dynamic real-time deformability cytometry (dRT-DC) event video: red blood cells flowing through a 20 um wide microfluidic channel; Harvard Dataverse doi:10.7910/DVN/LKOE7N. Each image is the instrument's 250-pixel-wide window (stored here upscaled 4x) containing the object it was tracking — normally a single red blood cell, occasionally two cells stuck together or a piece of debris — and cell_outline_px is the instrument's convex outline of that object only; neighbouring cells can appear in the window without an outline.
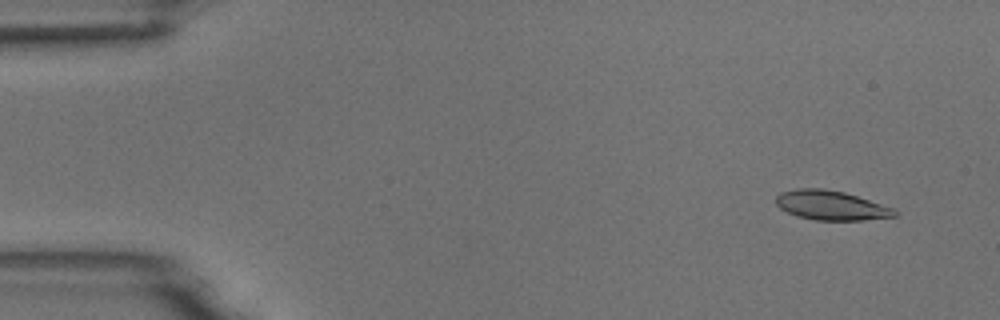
{"species": "common noctule bat (a hibernating species)", "species_latin": "Nyctalus noctula", "temperature_condition": "room temperature", "stored_images_in_passage": 4, "camera_frame_rate_fps": 3000, "um_per_image_px": 0.085, "animal": {"sex": "male", "body_mass_g": 18.8}, "frame": {"image": 1, "passage_image": 1, "time_ms": 0.0, "image_size_px": [1000, 320], "cell_outline_px": [[900, 212], [896, 216], [864, 220], [816, 220], [796, 216], [780, 208], [776, 204], [776, 196], [780, 192], [796, 188], [824, 188], [844, 192], [896, 208]], "centroid_in_image_um": [70.67, 17.45], "position_along_channel_um": 14.3, "area_um2": 20.58}}
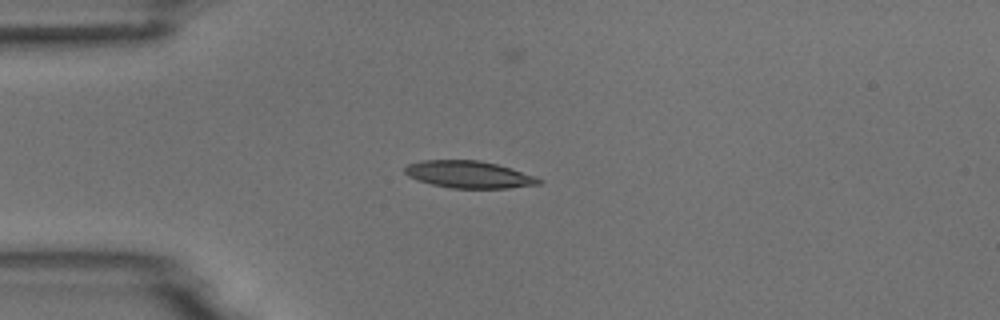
{"frame": {"image": 2, "passage_image": 4, "time_ms": 1.0, "image_size_px": [1000, 320], "cell_outline_px": [[544, 180], [540, 184], [508, 188], [452, 188], [432, 184], [416, 180], [408, 176], [404, 172], [404, 168], [408, 164], [420, 160], [480, 160], [512, 168], [536, 176]], "centroid_in_image_um": [39.86, 14.83], "position_along_channel_um": 45.1, "area_um2": 21.33}}